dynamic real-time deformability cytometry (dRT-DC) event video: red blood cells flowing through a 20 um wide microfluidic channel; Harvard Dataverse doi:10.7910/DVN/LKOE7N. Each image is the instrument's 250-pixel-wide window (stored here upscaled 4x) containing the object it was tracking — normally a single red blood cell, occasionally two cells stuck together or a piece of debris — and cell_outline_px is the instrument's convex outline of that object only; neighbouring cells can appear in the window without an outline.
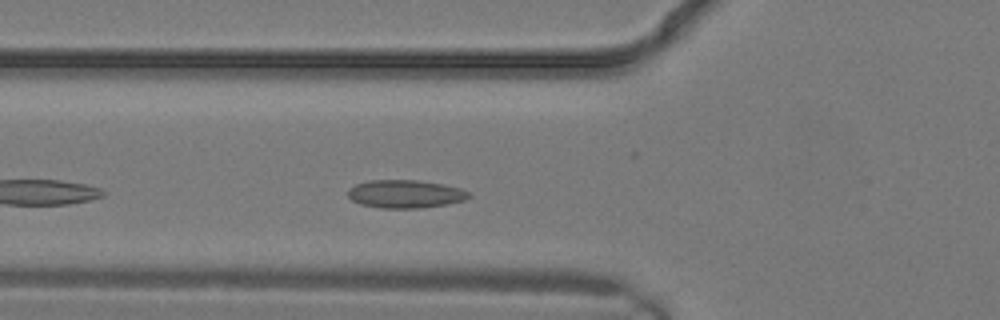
{"species": "common noctule bat (a hibernating species)", "species_latin": "Nyctalus noctula", "temperature_condition": "warm", "stored_images_in_passage": 15, "camera_frame_rate_fps": 3000, "um_per_image_px": 0.085, "animal": {"sex": "male", "body_mass_g": 19.2, "forearm_length_mm": 51.8}, "frame": {"image": 1, "passage_image": 5, "time_ms": 1.333, "image_size_px": [1000, 320], "cell_outline_px": [[472, 196], [464, 200], [448, 204], [416, 208], [380, 208], [360, 204], [352, 200], [348, 196], [348, 188], [356, 184], [368, 180], [420, 180], [444, 184], [460, 188], [468, 192]], "centroid_in_image_um": [34.44, 16.48], "position_along_channel_um": 91.4, "area_um2": 19.88}}
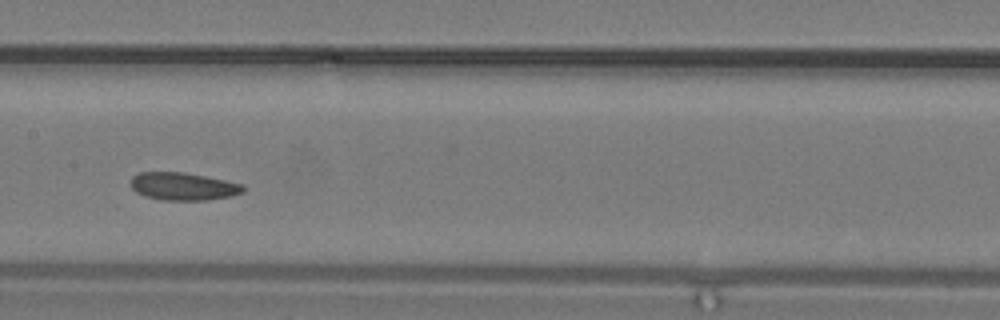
{"frame": {"image": 2, "passage_image": 9, "time_ms": 2.667, "image_size_px": [1000, 320], "cell_outline_px": [[244, 192], [232, 196], [204, 200], [164, 200], [144, 196], [136, 192], [132, 188], [132, 176], [140, 172], [184, 172], [224, 180], [240, 184], [244, 188]], "centroid_in_image_um": [15.55, 15.84], "position_along_channel_um": 191.8, "area_um2": 17.98}}
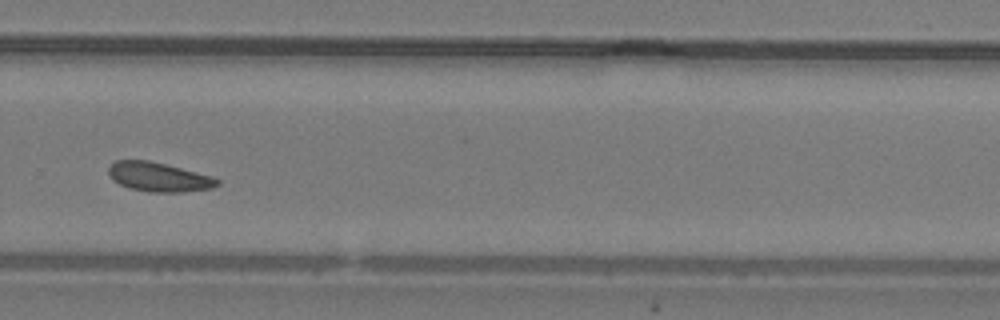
{"frame": {"image": 3, "passage_image": 14, "time_ms": 4.333, "image_size_px": [1000, 320], "cell_outline_px": [[220, 184], [212, 188], [180, 192], [148, 192], [128, 188], [112, 180], [108, 172], [108, 168], [116, 160], [148, 160], [212, 176], [220, 180]], "centroid_in_image_um": [13.48, 15.05], "position_along_channel_um": 316.3, "area_um2": 18.44}}